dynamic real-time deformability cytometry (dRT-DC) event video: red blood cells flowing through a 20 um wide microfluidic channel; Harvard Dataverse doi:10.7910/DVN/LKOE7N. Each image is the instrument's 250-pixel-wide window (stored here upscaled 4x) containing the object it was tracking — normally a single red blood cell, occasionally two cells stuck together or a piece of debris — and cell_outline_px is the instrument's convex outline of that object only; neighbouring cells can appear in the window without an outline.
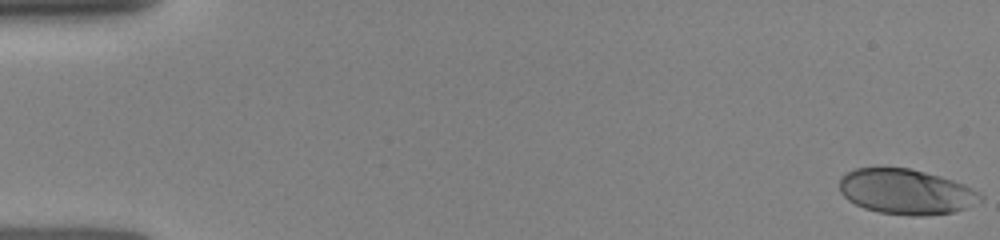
{"species": "human", "species_latin": "Homo sapiens", "temperature_condition": "room temperature", "stored_images_in_passage": 49, "camera_frame_rate_fps": 3000, "um_per_image_px": 0.085, "donor": {"sex": "female"}, "frame": {"image": 1, "passage_image": 1, "time_ms": 0.0, "image_size_px": [1000, 240], "cell_outline_px": [[984, 200], [964, 208], [952, 212], [924, 216], [908, 216], [880, 212], [864, 208], [848, 200], [840, 192], [840, 176], [844, 172], [856, 168], [880, 164], [908, 168], [940, 176], [964, 184], [980, 192], [984, 196]], "centroid_in_image_um": [76.97, 16.25], "position_along_channel_um": 8.0, "area_um2": 37.97}}
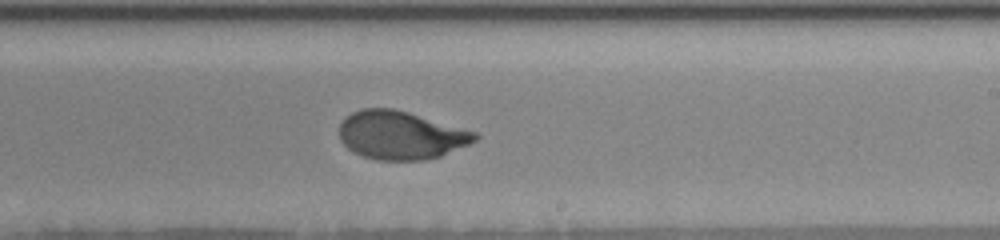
{"frame": {"image": 2, "passage_image": 22, "time_ms": 9.667, "image_size_px": [1000, 240], "cell_outline_px": [[480, 136], [476, 140], [468, 144], [440, 156], [428, 160], [376, 160], [364, 156], [348, 148], [340, 140], [340, 124], [344, 116], [360, 108], [392, 108], [408, 112], [476, 132]], "centroid_in_image_um": [34.04, 11.48], "position_along_channel_um": 255.0, "area_um2": 38.03}}
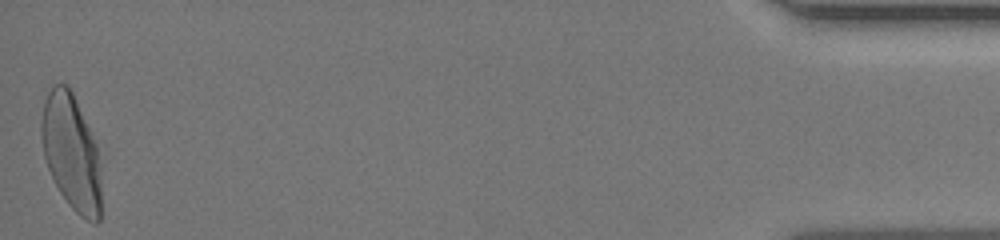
{"frame": {"image": 3, "passage_image": 49, "time_ms": 16.0, "image_size_px": [1000, 240], "cell_outline_px": [[100, 220], [96, 224], [92, 224], [80, 216], [68, 204], [60, 192], [48, 168], [44, 156], [40, 136], [40, 120], [44, 100], [52, 84], [68, 84], [72, 92], [96, 144], [100, 168]], "centroid_in_image_um": [6.04, 12.95], "position_along_channel_um": 429.2, "area_um2": 40.4}}